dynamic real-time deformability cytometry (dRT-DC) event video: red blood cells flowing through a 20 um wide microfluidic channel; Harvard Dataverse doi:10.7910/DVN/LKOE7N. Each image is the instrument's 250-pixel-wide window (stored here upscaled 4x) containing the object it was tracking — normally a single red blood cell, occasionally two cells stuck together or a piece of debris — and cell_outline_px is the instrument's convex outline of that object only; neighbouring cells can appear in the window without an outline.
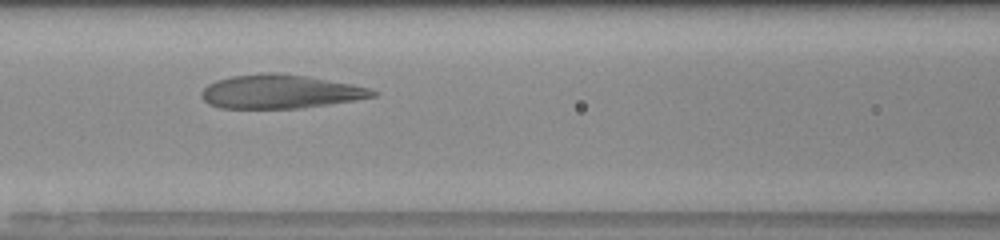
{"species": "human", "species_latin": "Homo sapiens", "temperature_condition": "room temperature", "stored_images_in_passage": 32, "camera_frame_rate_fps": 3000, "um_per_image_px": 0.085, "donor": {"sex": "male"}, "frame": {"image": 1, "passage_image": 14, "time_ms": 4.333, "image_size_px": [1000, 240], "cell_outline_px": [[376, 96], [328, 104], [300, 108], [220, 108], [208, 104], [200, 96], [200, 92], [208, 84], [216, 80], [232, 76], [264, 72], [280, 72], [308, 76], [352, 84], [368, 88], [376, 92]], "centroid_in_image_um": [23.76, 7.77], "position_along_channel_um": 142.8, "area_um2": 33.7}}
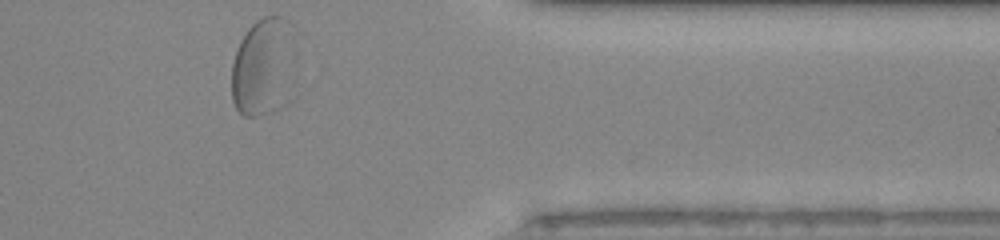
{"frame": {"image": 2, "passage_image": 32, "time_ms": 10.333, "image_size_px": [1000, 240], "cell_outline_px": [[296, 28], [288, 100], [280, 108], [256, 116], [244, 116], [236, 108], [232, 100], [232, 64], [240, 40], [248, 28], [256, 20], [264, 16], [284, 16]], "centroid_in_image_um": [22.4, 5.63], "position_along_channel_um": 389.0, "area_um2": 37.05}}